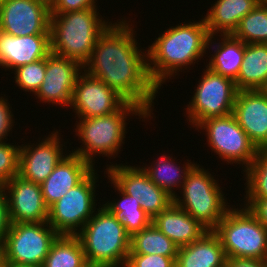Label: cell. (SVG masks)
<instances>
[{"instance_id":"obj_1","label":"cell","mask_w":267,"mask_h":267,"mask_svg":"<svg viewBox=\"0 0 267 267\" xmlns=\"http://www.w3.org/2000/svg\"><path fill=\"white\" fill-rule=\"evenodd\" d=\"M133 31L125 20L111 24L98 37L83 67L87 65L88 70H84L87 74L100 79L150 115L158 88L149 77L147 56L138 49Z\"/></svg>"},{"instance_id":"obj_2","label":"cell","mask_w":267,"mask_h":267,"mask_svg":"<svg viewBox=\"0 0 267 267\" xmlns=\"http://www.w3.org/2000/svg\"><path fill=\"white\" fill-rule=\"evenodd\" d=\"M212 38L204 19L167 29L145 53L147 62H151L147 63V70L153 84L160 89L168 76L172 77L176 71L182 70V66L191 65L203 57Z\"/></svg>"},{"instance_id":"obj_3","label":"cell","mask_w":267,"mask_h":267,"mask_svg":"<svg viewBox=\"0 0 267 267\" xmlns=\"http://www.w3.org/2000/svg\"><path fill=\"white\" fill-rule=\"evenodd\" d=\"M99 17L96 8L51 15V52L84 66L98 37L111 25Z\"/></svg>"},{"instance_id":"obj_4","label":"cell","mask_w":267,"mask_h":267,"mask_svg":"<svg viewBox=\"0 0 267 267\" xmlns=\"http://www.w3.org/2000/svg\"><path fill=\"white\" fill-rule=\"evenodd\" d=\"M85 223L76 236L79 238L88 265L125 266L130 252L131 237L124 225L106 207ZM120 265V266H119Z\"/></svg>"},{"instance_id":"obj_5","label":"cell","mask_w":267,"mask_h":267,"mask_svg":"<svg viewBox=\"0 0 267 267\" xmlns=\"http://www.w3.org/2000/svg\"><path fill=\"white\" fill-rule=\"evenodd\" d=\"M133 113L143 118L149 115L136 103L127 101L119 110L106 116L80 118L76 126L77 135L81 138L84 148L72 151L73 154L81 156L84 160L93 165V154L104 156L115 155L125 138V116ZM138 113V114H137ZM127 114V115H126ZM82 119V120H81Z\"/></svg>"},{"instance_id":"obj_6","label":"cell","mask_w":267,"mask_h":267,"mask_svg":"<svg viewBox=\"0 0 267 267\" xmlns=\"http://www.w3.org/2000/svg\"><path fill=\"white\" fill-rule=\"evenodd\" d=\"M182 188L184 199L176 195L173 202L208 231H213L230 210L229 205H225V196L214 177L195 164L188 172Z\"/></svg>"},{"instance_id":"obj_7","label":"cell","mask_w":267,"mask_h":267,"mask_svg":"<svg viewBox=\"0 0 267 267\" xmlns=\"http://www.w3.org/2000/svg\"><path fill=\"white\" fill-rule=\"evenodd\" d=\"M213 232L226 258H267V229L248 208L230 209Z\"/></svg>"},{"instance_id":"obj_8","label":"cell","mask_w":267,"mask_h":267,"mask_svg":"<svg viewBox=\"0 0 267 267\" xmlns=\"http://www.w3.org/2000/svg\"><path fill=\"white\" fill-rule=\"evenodd\" d=\"M58 236L48 222L11 223L2 243L3 262L43 266Z\"/></svg>"},{"instance_id":"obj_9","label":"cell","mask_w":267,"mask_h":267,"mask_svg":"<svg viewBox=\"0 0 267 267\" xmlns=\"http://www.w3.org/2000/svg\"><path fill=\"white\" fill-rule=\"evenodd\" d=\"M93 169L78 185L48 208V224L59 235H76L93 216L96 175Z\"/></svg>"},{"instance_id":"obj_10","label":"cell","mask_w":267,"mask_h":267,"mask_svg":"<svg viewBox=\"0 0 267 267\" xmlns=\"http://www.w3.org/2000/svg\"><path fill=\"white\" fill-rule=\"evenodd\" d=\"M206 68L187 108L194 127L206 119L231 114L239 91L235 81Z\"/></svg>"},{"instance_id":"obj_11","label":"cell","mask_w":267,"mask_h":267,"mask_svg":"<svg viewBox=\"0 0 267 267\" xmlns=\"http://www.w3.org/2000/svg\"><path fill=\"white\" fill-rule=\"evenodd\" d=\"M199 129H206L207 140L212 151L228 163L246 164L247 168L259 151L239 126L233 114L209 118L202 121Z\"/></svg>"},{"instance_id":"obj_12","label":"cell","mask_w":267,"mask_h":267,"mask_svg":"<svg viewBox=\"0 0 267 267\" xmlns=\"http://www.w3.org/2000/svg\"><path fill=\"white\" fill-rule=\"evenodd\" d=\"M108 167L110 181H113L124 193L140 201L141 208L152 219L173 203V197L158 187L143 167L117 164Z\"/></svg>"},{"instance_id":"obj_13","label":"cell","mask_w":267,"mask_h":267,"mask_svg":"<svg viewBox=\"0 0 267 267\" xmlns=\"http://www.w3.org/2000/svg\"><path fill=\"white\" fill-rule=\"evenodd\" d=\"M48 0H5L0 2V31L12 36L50 34Z\"/></svg>"},{"instance_id":"obj_14","label":"cell","mask_w":267,"mask_h":267,"mask_svg":"<svg viewBox=\"0 0 267 267\" xmlns=\"http://www.w3.org/2000/svg\"><path fill=\"white\" fill-rule=\"evenodd\" d=\"M126 102L116 90L84 71L77 77L69 107L79 118H92L112 114Z\"/></svg>"},{"instance_id":"obj_15","label":"cell","mask_w":267,"mask_h":267,"mask_svg":"<svg viewBox=\"0 0 267 267\" xmlns=\"http://www.w3.org/2000/svg\"><path fill=\"white\" fill-rule=\"evenodd\" d=\"M8 190L9 218L11 223H41L48 220L41 185L16 175L2 187ZM9 196V197H8Z\"/></svg>"},{"instance_id":"obj_16","label":"cell","mask_w":267,"mask_h":267,"mask_svg":"<svg viewBox=\"0 0 267 267\" xmlns=\"http://www.w3.org/2000/svg\"><path fill=\"white\" fill-rule=\"evenodd\" d=\"M80 68L84 67L79 62L51 52L46 58L44 80L35 95L45 103L70 105Z\"/></svg>"},{"instance_id":"obj_17","label":"cell","mask_w":267,"mask_h":267,"mask_svg":"<svg viewBox=\"0 0 267 267\" xmlns=\"http://www.w3.org/2000/svg\"><path fill=\"white\" fill-rule=\"evenodd\" d=\"M233 116L258 150H267V96L259 90L238 91Z\"/></svg>"},{"instance_id":"obj_18","label":"cell","mask_w":267,"mask_h":267,"mask_svg":"<svg viewBox=\"0 0 267 267\" xmlns=\"http://www.w3.org/2000/svg\"><path fill=\"white\" fill-rule=\"evenodd\" d=\"M58 131L40 142L37 147L20 146L19 176L42 184L65 157Z\"/></svg>"},{"instance_id":"obj_19","label":"cell","mask_w":267,"mask_h":267,"mask_svg":"<svg viewBox=\"0 0 267 267\" xmlns=\"http://www.w3.org/2000/svg\"><path fill=\"white\" fill-rule=\"evenodd\" d=\"M51 53L50 34L12 36L0 31V66L17 69L47 58Z\"/></svg>"},{"instance_id":"obj_20","label":"cell","mask_w":267,"mask_h":267,"mask_svg":"<svg viewBox=\"0 0 267 267\" xmlns=\"http://www.w3.org/2000/svg\"><path fill=\"white\" fill-rule=\"evenodd\" d=\"M93 166L79 155L65 154L53 172L40 184L46 206L49 208L78 185L94 169Z\"/></svg>"},{"instance_id":"obj_21","label":"cell","mask_w":267,"mask_h":267,"mask_svg":"<svg viewBox=\"0 0 267 267\" xmlns=\"http://www.w3.org/2000/svg\"><path fill=\"white\" fill-rule=\"evenodd\" d=\"M152 223L178 247L191 244L208 231L174 202L156 215Z\"/></svg>"},{"instance_id":"obj_22","label":"cell","mask_w":267,"mask_h":267,"mask_svg":"<svg viewBox=\"0 0 267 267\" xmlns=\"http://www.w3.org/2000/svg\"><path fill=\"white\" fill-rule=\"evenodd\" d=\"M226 260L220 239L207 231L200 239L178 248L175 267H223Z\"/></svg>"},{"instance_id":"obj_23","label":"cell","mask_w":267,"mask_h":267,"mask_svg":"<svg viewBox=\"0 0 267 267\" xmlns=\"http://www.w3.org/2000/svg\"><path fill=\"white\" fill-rule=\"evenodd\" d=\"M258 3L259 0H217L204 18L210 36L218 31L221 35H232L239 21Z\"/></svg>"},{"instance_id":"obj_24","label":"cell","mask_w":267,"mask_h":267,"mask_svg":"<svg viewBox=\"0 0 267 267\" xmlns=\"http://www.w3.org/2000/svg\"><path fill=\"white\" fill-rule=\"evenodd\" d=\"M267 79V44H245L243 64L235 81L239 91L259 90Z\"/></svg>"},{"instance_id":"obj_25","label":"cell","mask_w":267,"mask_h":267,"mask_svg":"<svg viewBox=\"0 0 267 267\" xmlns=\"http://www.w3.org/2000/svg\"><path fill=\"white\" fill-rule=\"evenodd\" d=\"M223 36L207 67L213 72L236 81L243 64L245 43L232 35ZM216 52V53H215Z\"/></svg>"},{"instance_id":"obj_26","label":"cell","mask_w":267,"mask_h":267,"mask_svg":"<svg viewBox=\"0 0 267 267\" xmlns=\"http://www.w3.org/2000/svg\"><path fill=\"white\" fill-rule=\"evenodd\" d=\"M115 189L121 192V200L105 203L106 207L124 225L126 233L132 237L135 233L148 227L152 223V218L141 208L140 201L124 193L113 181Z\"/></svg>"},{"instance_id":"obj_27","label":"cell","mask_w":267,"mask_h":267,"mask_svg":"<svg viewBox=\"0 0 267 267\" xmlns=\"http://www.w3.org/2000/svg\"><path fill=\"white\" fill-rule=\"evenodd\" d=\"M81 242L76 235H59L53 242L42 267H86Z\"/></svg>"},{"instance_id":"obj_28","label":"cell","mask_w":267,"mask_h":267,"mask_svg":"<svg viewBox=\"0 0 267 267\" xmlns=\"http://www.w3.org/2000/svg\"><path fill=\"white\" fill-rule=\"evenodd\" d=\"M178 248L172 240L151 223L131 237L129 254L177 256Z\"/></svg>"},{"instance_id":"obj_29","label":"cell","mask_w":267,"mask_h":267,"mask_svg":"<svg viewBox=\"0 0 267 267\" xmlns=\"http://www.w3.org/2000/svg\"><path fill=\"white\" fill-rule=\"evenodd\" d=\"M155 165L148 168H143L148 174L149 178L160 188L165 190L173 198L176 196L173 192L174 187H178L184 183L188 172L195 165L187 162V164L181 170L180 166L176 167L175 163L171 160V157H166V155L161 156ZM182 174V175H181ZM183 181V182H181ZM178 185V186H177Z\"/></svg>"},{"instance_id":"obj_30","label":"cell","mask_w":267,"mask_h":267,"mask_svg":"<svg viewBox=\"0 0 267 267\" xmlns=\"http://www.w3.org/2000/svg\"><path fill=\"white\" fill-rule=\"evenodd\" d=\"M232 36L245 44H267V7L258 3L239 21Z\"/></svg>"},{"instance_id":"obj_31","label":"cell","mask_w":267,"mask_h":267,"mask_svg":"<svg viewBox=\"0 0 267 267\" xmlns=\"http://www.w3.org/2000/svg\"><path fill=\"white\" fill-rule=\"evenodd\" d=\"M244 172L248 188L245 198H267V150H259Z\"/></svg>"},{"instance_id":"obj_32","label":"cell","mask_w":267,"mask_h":267,"mask_svg":"<svg viewBox=\"0 0 267 267\" xmlns=\"http://www.w3.org/2000/svg\"><path fill=\"white\" fill-rule=\"evenodd\" d=\"M45 71L46 58L18 67L14 78L22 90L36 94L44 80Z\"/></svg>"},{"instance_id":"obj_33","label":"cell","mask_w":267,"mask_h":267,"mask_svg":"<svg viewBox=\"0 0 267 267\" xmlns=\"http://www.w3.org/2000/svg\"><path fill=\"white\" fill-rule=\"evenodd\" d=\"M20 148L0 142V187L19 174Z\"/></svg>"},{"instance_id":"obj_34","label":"cell","mask_w":267,"mask_h":267,"mask_svg":"<svg viewBox=\"0 0 267 267\" xmlns=\"http://www.w3.org/2000/svg\"><path fill=\"white\" fill-rule=\"evenodd\" d=\"M176 256L128 254L124 267H175Z\"/></svg>"},{"instance_id":"obj_35","label":"cell","mask_w":267,"mask_h":267,"mask_svg":"<svg viewBox=\"0 0 267 267\" xmlns=\"http://www.w3.org/2000/svg\"><path fill=\"white\" fill-rule=\"evenodd\" d=\"M49 3L51 15L96 7L94 0H50Z\"/></svg>"},{"instance_id":"obj_36","label":"cell","mask_w":267,"mask_h":267,"mask_svg":"<svg viewBox=\"0 0 267 267\" xmlns=\"http://www.w3.org/2000/svg\"><path fill=\"white\" fill-rule=\"evenodd\" d=\"M246 208L267 229V198H248Z\"/></svg>"},{"instance_id":"obj_37","label":"cell","mask_w":267,"mask_h":267,"mask_svg":"<svg viewBox=\"0 0 267 267\" xmlns=\"http://www.w3.org/2000/svg\"><path fill=\"white\" fill-rule=\"evenodd\" d=\"M6 194L7 193H5V190L0 187V244L3 243L5 236L11 226Z\"/></svg>"},{"instance_id":"obj_38","label":"cell","mask_w":267,"mask_h":267,"mask_svg":"<svg viewBox=\"0 0 267 267\" xmlns=\"http://www.w3.org/2000/svg\"><path fill=\"white\" fill-rule=\"evenodd\" d=\"M9 108L7 100L0 97V142L8 136L7 134L12 129L11 126H13V115Z\"/></svg>"},{"instance_id":"obj_39","label":"cell","mask_w":267,"mask_h":267,"mask_svg":"<svg viewBox=\"0 0 267 267\" xmlns=\"http://www.w3.org/2000/svg\"><path fill=\"white\" fill-rule=\"evenodd\" d=\"M227 267H267L266 260L255 258H227Z\"/></svg>"},{"instance_id":"obj_40","label":"cell","mask_w":267,"mask_h":267,"mask_svg":"<svg viewBox=\"0 0 267 267\" xmlns=\"http://www.w3.org/2000/svg\"><path fill=\"white\" fill-rule=\"evenodd\" d=\"M2 267H42V266L20 265V264H12V263H7V262H2Z\"/></svg>"},{"instance_id":"obj_41","label":"cell","mask_w":267,"mask_h":267,"mask_svg":"<svg viewBox=\"0 0 267 267\" xmlns=\"http://www.w3.org/2000/svg\"><path fill=\"white\" fill-rule=\"evenodd\" d=\"M259 91H260L263 95L267 96V79H266V81L264 82V84L262 85V87L259 89Z\"/></svg>"},{"instance_id":"obj_42","label":"cell","mask_w":267,"mask_h":267,"mask_svg":"<svg viewBox=\"0 0 267 267\" xmlns=\"http://www.w3.org/2000/svg\"><path fill=\"white\" fill-rule=\"evenodd\" d=\"M3 262V247H2V244H0V265L2 264Z\"/></svg>"},{"instance_id":"obj_43","label":"cell","mask_w":267,"mask_h":267,"mask_svg":"<svg viewBox=\"0 0 267 267\" xmlns=\"http://www.w3.org/2000/svg\"><path fill=\"white\" fill-rule=\"evenodd\" d=\"M259 3L267 7V0H259Z\"/></svg>"},{"instance_id":"obj_44","label":"cell","mask_w":267,"mask_h":267,"mask_svg":"<svg viewBox=\"0 0 267 267\" xmlns=\"http://www.w3.org/2000/svg\"><path fill=\"white\" fill-rule=\"evenodd\" d=\"M86 267H106V266H101V265H87Z\"/></svg>"}]
</instances>
